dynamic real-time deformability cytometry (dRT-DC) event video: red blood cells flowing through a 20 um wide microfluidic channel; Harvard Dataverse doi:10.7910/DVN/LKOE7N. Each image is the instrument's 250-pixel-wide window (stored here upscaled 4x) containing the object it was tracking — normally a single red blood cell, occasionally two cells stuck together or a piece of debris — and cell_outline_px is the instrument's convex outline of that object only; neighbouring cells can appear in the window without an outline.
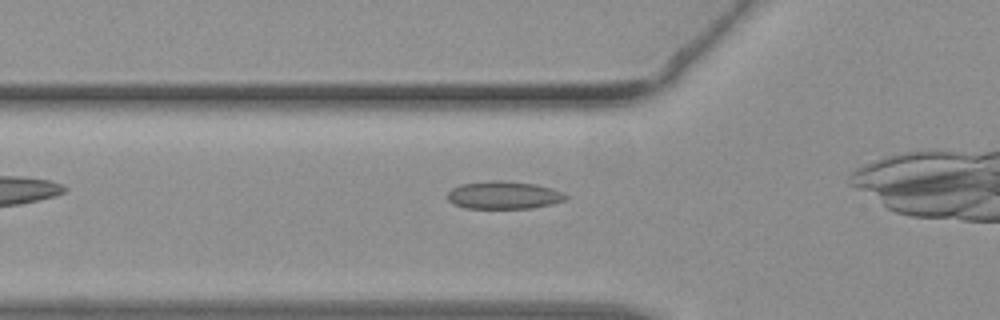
{"species": "common noctule bat (a hibernating species)", "species_latin": "Nyctalus noctula", "temperature_condition": "warm", "stored_images_in_passage": 23, "camera_frame_rate_fps": 3000, "um_per_image_px": 0.085, "animal": {"sex": "female", "body_mass_g": 19.3, "forearm_length_mm": 54.1}, "frame": {"image": 1, "passage_image": 2, "time_ms": 0.333, "image_size_px": [1000, 320], "cell_outline_px": [[568, 196], [564, 200], [552, 204], [532, 208], [464, 208], [452, 204], [448, 200], [448, 192], [452, 188], [460, 184], [488, 180], [504, 180], [536, 184], [552, 188], [564, 192]], "centroid_in_image_um": [42.81, 16.58], "position_along_channel_um": 83.0, "area_um2": 19.36}}
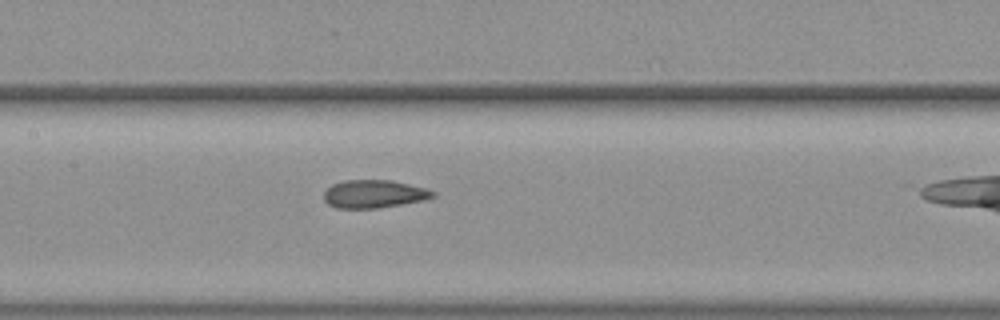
{"frame": {"image": 2, "passage_image": 8, "time_ms": 2.333, "image_size_px": [1000, 320], "cell_outline_px": [[436, 196], [424, 200], [376, 208], [336, 208], [328, 204], [324, 200], [324, 192], [332, 184], [344, 180], [392, 180], [428, 188], [436, 192]], "centroid_in_image_um": [31.81, 16.47], "position_along_channel_um": 175.6, "area_um2": 17.86}}
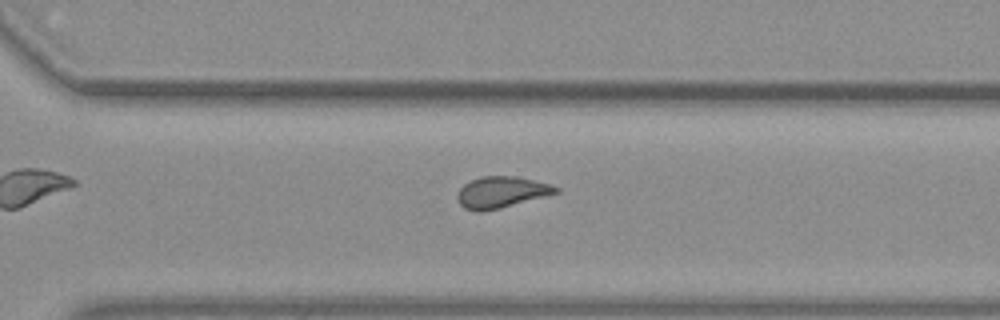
{"frame": {"image": 3, "passage_image": 18, "time_ms": 5.667, "image_size_px": [1000, 320], "cell_outline_px": [[560, 192], [500, 208], [480, 212], [476, 212], [464, 208], [456, 200], [456, 192], [464, 184], [472, 180], [484, 176], [516, 176], [548, 184], [560, 188]], "centroid_in_image_um": [42.57, 16.35], "position_along_channel_um": 328.0, "area_um2": 17.92}}